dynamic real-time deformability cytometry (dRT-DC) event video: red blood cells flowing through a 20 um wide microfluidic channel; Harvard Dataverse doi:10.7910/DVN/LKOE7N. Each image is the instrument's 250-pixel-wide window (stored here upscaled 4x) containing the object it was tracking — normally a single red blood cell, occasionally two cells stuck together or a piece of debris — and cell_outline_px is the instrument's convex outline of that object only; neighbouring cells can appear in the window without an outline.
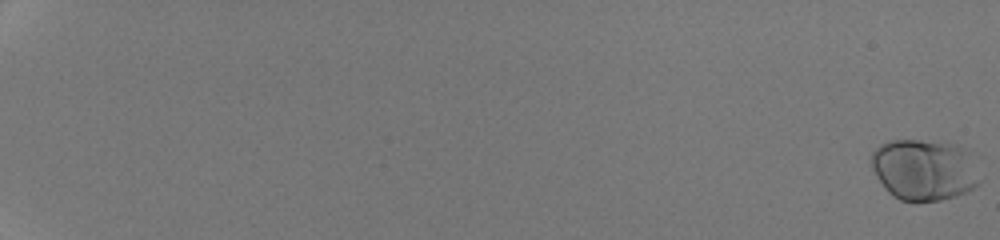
{"species": "human", "species_latin": "Homo sapiens", "temperature_condition": "room temperature", "stored_images_in_passage": 54, "camera_frame_rate_fps": 3000, "um_per_image_px": 0.085, "donor": {"sex": "male"}, "frame": {"image": 1, "passage_image": 1, "time_ms": 0.0, "image_size_px": [1000, 240], "cell_outline_px": [[984, 180], [980, 184], [956, 196], [940, 200], [916, 204], [900, 200], [892, 196], [884, 188], [876, 176], [872, 168], [872, 152], [880, 144], [888, 140], [920, 140], [960, 144], [968, 148], [972, 152]], "centroid_in_image_um": [78.63, 14.43], "position_along_channel_um": 6.4, "area_um2": 40.17}}
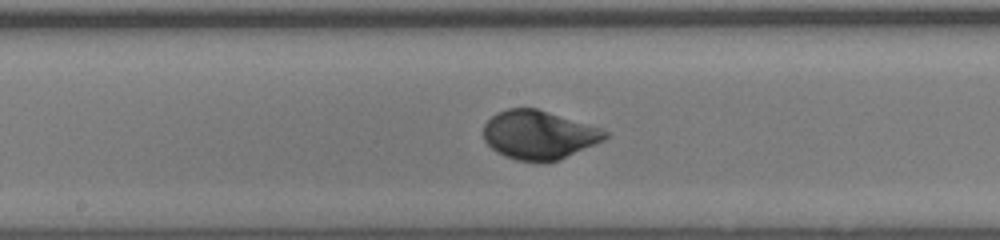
{"frame": {"image": 2, "passage_image": 34, "time_ms": 11.0, "image_size_px": [1000, 240], "cell_outline_px": [[608, 136], [604, 140], [556, 160], [544, 164], [540, 164], [516, 160], [504, 156], [496, 152], [484, 140], [484, 124], [496, 112], [508, 108], [536, 108], [600, 128], [608, 132]], "centroid_in_image_um": [45.76, 11.48], "position_along_channel_um": 202.4, "area_um2": 34.45}}
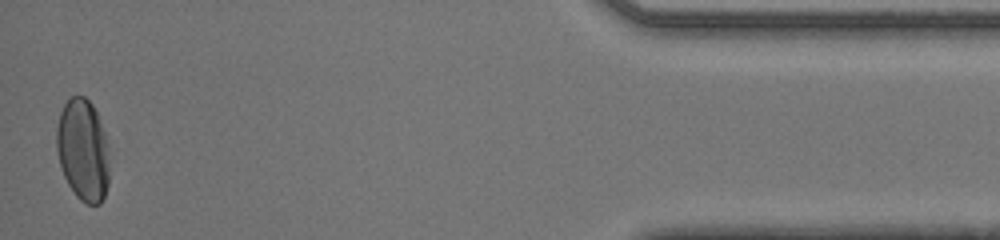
{"frame": {"image": 3, "passage_image": 54, "time_ms": 17.667, "image_size_px": [1000, 240], "cell_outline_px": [[108, 184], [104, 196], [100, 204], [88, 204], [80, 200], [76, 196], [68, 184], [60, 168], [56, 148], [56, 128], [60, 112], [64, 104], [72, 96], [84, 96], [92, 104], [96, 112], [104, 132], [108, 164]], "centroid_in_image_um": [7.01, 12.76], "position_along_channel_um": 428.2, "area_um2": 31.15}, "authors_computed_cell_mechanics": {"area_um2": 34.391, "velocity_mm_per_s": 4.2591, "shape_relaxation_time_tau1_ms": 2.3656, "shape_relaxation_time_tau2_ms": null, "deformation_change_tau1": 0.1349, "deformation_change_tau2": null}}